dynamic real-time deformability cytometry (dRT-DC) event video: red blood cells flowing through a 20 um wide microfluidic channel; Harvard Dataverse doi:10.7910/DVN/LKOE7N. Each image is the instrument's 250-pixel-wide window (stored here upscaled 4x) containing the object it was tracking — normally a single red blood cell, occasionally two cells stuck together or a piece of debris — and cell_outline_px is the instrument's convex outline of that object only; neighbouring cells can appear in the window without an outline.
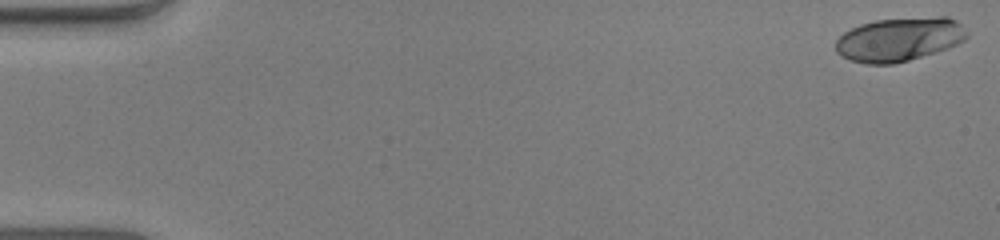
{"species": "human", "species_latin": "Homo sapiens", "temperature_condition": "warm", "stored_images_in_passage": 52, "camera_frame_rate_fps": 3000, "um_per_image_px": 0.085, "donor": {"sex": "male"}, "frame": {"image": 1, "passage_image": 1, "time_ms": 0.0, "image_size_px": [1000, 240], "cell_outline_px": [[968, 36], [964, 40], [948, 48], [908, 60], [892, 64], [868, 64], [852, 60], [840, 56], [836, 52], [836, 40], [844, 32], [860, 24], [876, 20], [940, 16], [948, 16], [956, 20], [960, 24]], "centroid_in_image_um": [76.42, 3.34], "position_along_channel_um": 8.6, "area_um2": 33.29}}
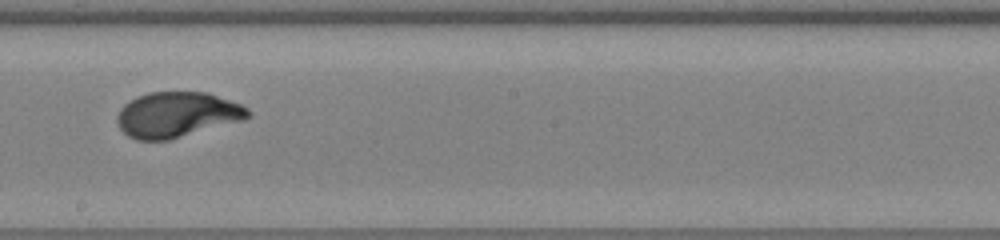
{"frame": {"image": 2, "passage_image": 30, "time_ms": 9.667, "image_size_px": [1000, 240], "cell_outline_px": [[252, 116], [244, 120], [168, 140], [136, 140], [128, 136], [116, 124], [116, 116], [120, 108], [124, 104], [148, 92], [208, 92], [240, 104], [248, 108], [252, 112]], "centroid_in_image_um": [15.05, 9.75], "position_along_channel_um": 233.1, "area_um2": 34.68}}
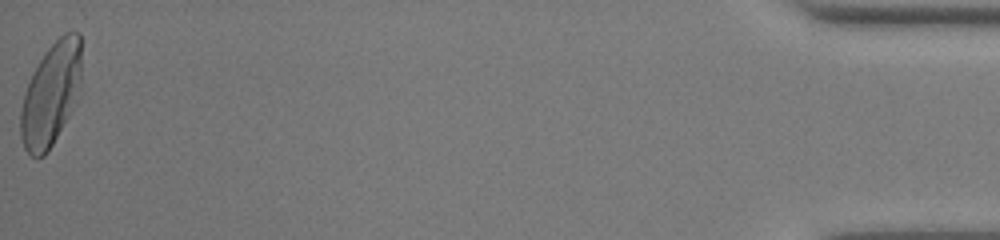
{"frame": {"image": 3, "passage_image": 52, "time_ms": 17.0, "image_size_px": [1000, 240], "cell_outline_px": [[80, 96], [48, 152], [44, 156], [32, 156], [24, 148], [20, 136], [20, 112], [24, 92], [32, 72], [44, 52], [64, 32], [80, 32]], "centroid_in_image_um": [4.32, 8.02], "position_along_channel_um": 430.9, "area_um2": 36.7}, "authors_computed_cell_mechanics": {"area_um2": 33.6685, "velocity_mm_per_s": 4.0208, "shape_relaxation_time_tau1_ms": 3.6467, "shape_relaxation_time_tau2_ms": null, "deformation_change_tau1": 0.2166, "deformation_change_tau2": null}}